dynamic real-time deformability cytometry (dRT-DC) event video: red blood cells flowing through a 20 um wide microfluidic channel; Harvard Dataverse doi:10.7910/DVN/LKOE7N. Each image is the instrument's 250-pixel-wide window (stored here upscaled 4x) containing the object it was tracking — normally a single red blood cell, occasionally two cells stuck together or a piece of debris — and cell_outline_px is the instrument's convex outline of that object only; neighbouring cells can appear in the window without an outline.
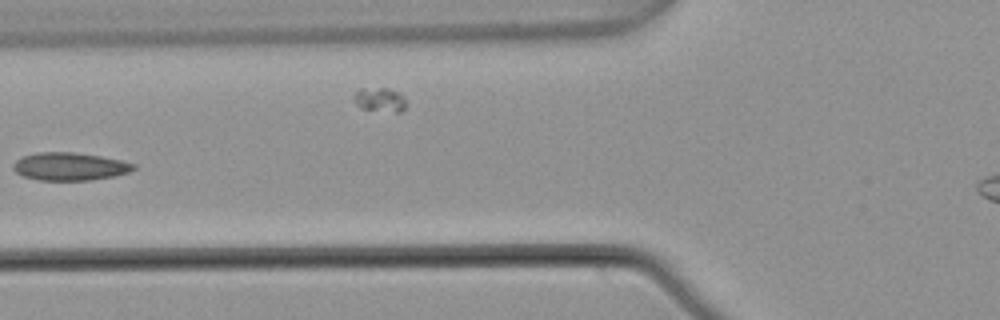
{"species": "common noctule bat (a hibernating species)", "species_latin": "Nyctalus noctula", "temperature_condition": "warm", "stored_images_in_passage": 7, "camera_frame_rate_fps": 3000, "um_per_image_px": 0.085, "animal": {"sex": "male", "body_mass_g": 21.5, "forearm_length_mm": 52.0}, "frame": {"image": 1, "passage_image": 5, "time_ms": 1.333, "image_size_px": [1000, 320], "cell_outline_px": [[136, 168], [128, 172], [116, 176], [92, 180], [40, 180], [24, 176], [16, 172], [12, 168], [12, 164], [16, 160], [24, 156], [36, 152], [72, 152], [100, 156], [120, 160], [136, 164]], "centroid_in_image_um": [5.93, 14.15], "position_along_channel_um": 119.9, "area_um2": 19.54}}